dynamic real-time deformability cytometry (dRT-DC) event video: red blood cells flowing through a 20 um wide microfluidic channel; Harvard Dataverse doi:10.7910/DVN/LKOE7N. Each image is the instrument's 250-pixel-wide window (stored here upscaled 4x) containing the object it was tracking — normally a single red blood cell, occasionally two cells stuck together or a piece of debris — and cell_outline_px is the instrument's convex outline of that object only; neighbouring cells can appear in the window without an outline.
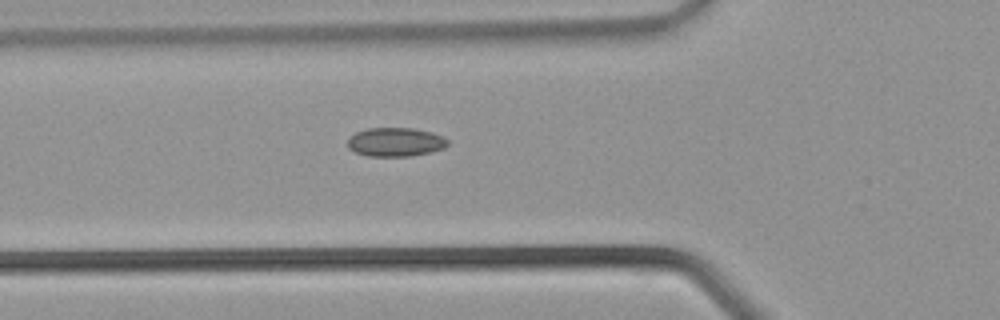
{"species": "common noctule bat (a hibernating species)", "species_latin": "Nyctalus noctula", "temperature_condition": "warm", "stored_images_in_passage": 26, "segment_of_instrument_passage": [1, 2], "camera_frame_rate_fps": 3000, "um_per_image_px": 0.085, "animal": {"sex": "male", "body_mass_g": 21.5, "forearm_length_mm": 52.0}, "frame": {"image": 1, "passage_image": 3, "time_ms": 0.667, "image_size_px": [1000, 320], "cell_outline_px": [[448, 144], [444, 148], [432, 152], [412, 156], [368, 156], [356, 152], [348, 148], [348, 140], [356, 132], [368, 128], [412, 128], [432, 132], [444, 136], [448, 140]], "centroid_in_image_um": [33.65, 12.07], "position_along_channel_um": 92.1, "area_um2": 16.88}}
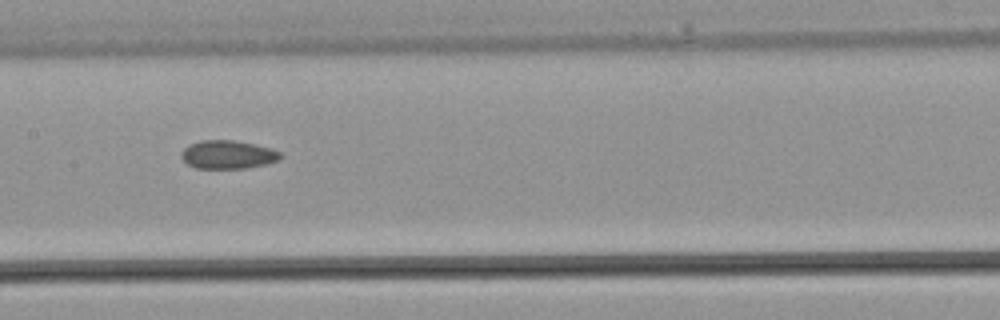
{"frame": {"image": 2, "passage_image": 8, "time_ms": 2.333, "image_size_px": [1000, 320], "cell_outline_px": [[284, 156], [280, 160], [264, 164], [244, 168], [196, 168], [188, 164], [180, 156], [180, 152], [188, 144], [200, 140], [232, 140], [256, 144], [272, 148], [280, 152]], "centroid_in_image_um": [19.37, 13.13], "position_along_channel_um": 188.0, "area_um2": 16.53}}
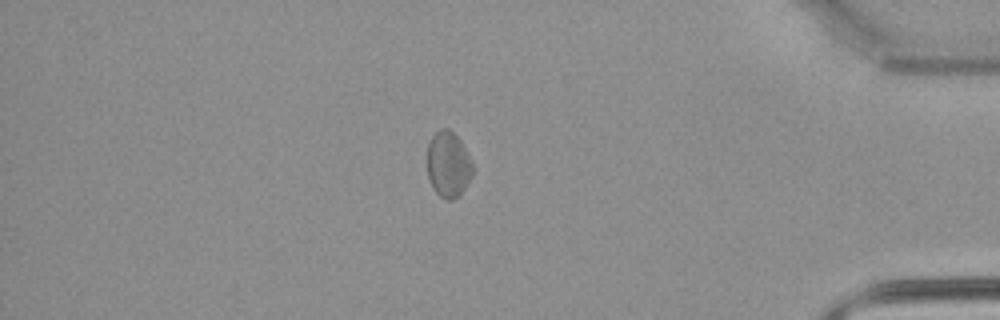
{"frame": {"image": 3, "passage_image": 21, "time_ms": 6.667, "image_size_px": [1000, 320], "cell_outline_px": [[472, 176], [464, 188], [452, 200], [444, 200], [432, 188], [428, 176], [428, 144], [432, 136], [440, 128], [448, 128], [460, 140], [472, 164]], "centroid_in_image_um": [38.08, 13.98], "position_along_channel_um": 397.1, "area_um2": 17.11}}